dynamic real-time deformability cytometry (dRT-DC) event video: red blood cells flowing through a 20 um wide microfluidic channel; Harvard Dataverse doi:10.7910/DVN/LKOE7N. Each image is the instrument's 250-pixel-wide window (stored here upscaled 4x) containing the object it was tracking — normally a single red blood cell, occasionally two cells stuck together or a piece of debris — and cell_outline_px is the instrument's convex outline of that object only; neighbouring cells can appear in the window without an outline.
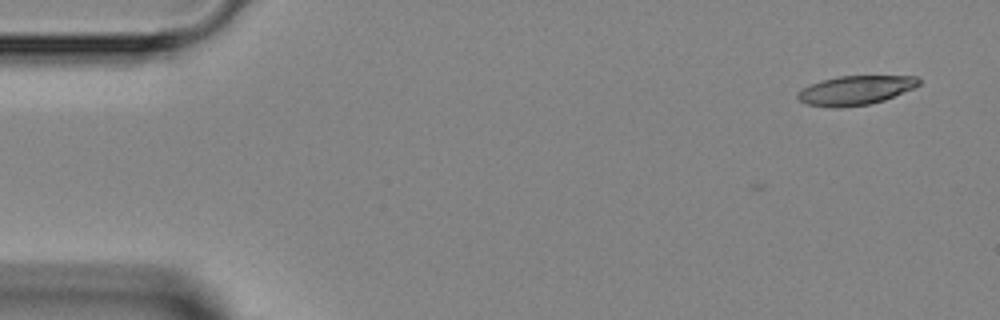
{"species": "Egyptian fruit bat (a non-hibernating species)", "species_latin": "Rousettus aegyptiacus", "temperature_condition": "room temperature", "stored_images_in_passage": 3, "camera_frame_rate_fps": 3000, "um_per_image_px": 0.085, "animal": {"sex": "female"}, "frame": {"image": 1, "passage_image": 1, "time_ms": 0.0, "image_size_px": [1000, 320], "cell_outline_px": [[920, 84], [912, 88], [884, 100], [868, 104], [840, 108], [832, 108], [804, 104], [796, 96], [796, 92], [812, 84], [824, 80], [840, 76], [916, 76], [920, 80]], "centroid_in_image_um": [72.68, 7.69], "position_along_channel_um": 12.3, "area_um2": 20.4}}
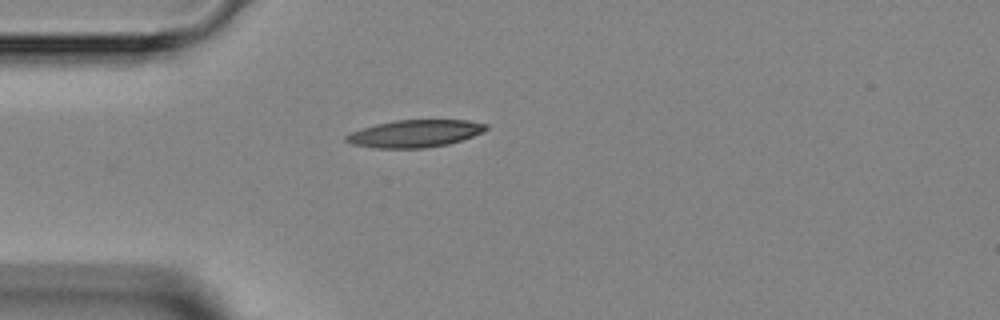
{"frame": {"image": 2, "passage_image": 3, "time_ms": 3.333, "image_size_px": [1000, 320], "cell_outline_px": [[488, 128], [484, 132], [448, 144], [424, 148], [376, 148], [352, 144], [344, 140], [344, 136], [352, 132], [376, 124], [396, 120], [468, 120], [488, 124]], "centroid_in_image_um": [35.28, 11.35], "position_along_channel_um": 49.7, "area_um2": 22.2}}